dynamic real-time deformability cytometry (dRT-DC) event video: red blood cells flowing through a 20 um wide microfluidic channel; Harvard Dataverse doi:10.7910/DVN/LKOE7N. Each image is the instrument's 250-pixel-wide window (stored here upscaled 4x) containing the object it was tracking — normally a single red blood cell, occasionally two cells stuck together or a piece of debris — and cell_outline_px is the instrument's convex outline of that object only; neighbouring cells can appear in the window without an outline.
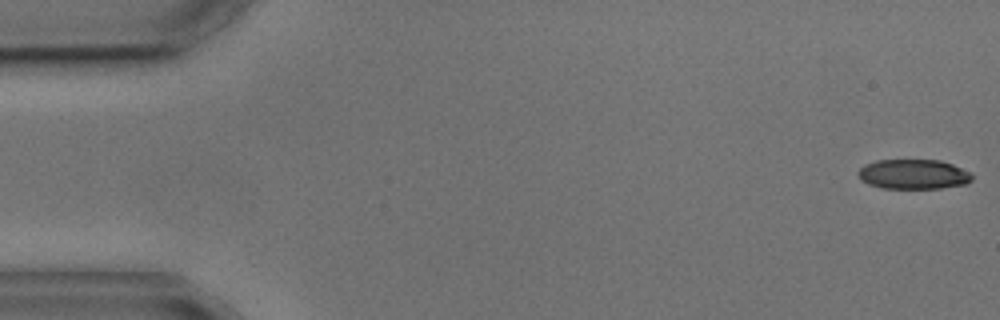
{"species": "common noctule bat (a hibernating species)", "species_latin": "Nyctalus noctula", "temperature_condition": "cold", "stored_images_in_passage": 4, "camera_frame_rate_fps": 3000, "um_per_image_px": 0.085, "animal": {"sex": "male", "body_mass_g": 17.9, "forearm_length_mm": 54.2}, "frame": {"image": 1, "passage_image": 1, "time_ms": 0.0, "image_size_px": [1000, 320], "cell_outline_px": [[972, 180], [968, 184], [940, 188], [884, 188], [868, 184], [860, 180], [856, 172], [864, 164], [876, 160], [940, 160], [952, 164], [972, 172]], "centroid_in_image_um": [77.64, 14.81], "position_along_channel_um": 7.4, "area_um2": 20.0}}